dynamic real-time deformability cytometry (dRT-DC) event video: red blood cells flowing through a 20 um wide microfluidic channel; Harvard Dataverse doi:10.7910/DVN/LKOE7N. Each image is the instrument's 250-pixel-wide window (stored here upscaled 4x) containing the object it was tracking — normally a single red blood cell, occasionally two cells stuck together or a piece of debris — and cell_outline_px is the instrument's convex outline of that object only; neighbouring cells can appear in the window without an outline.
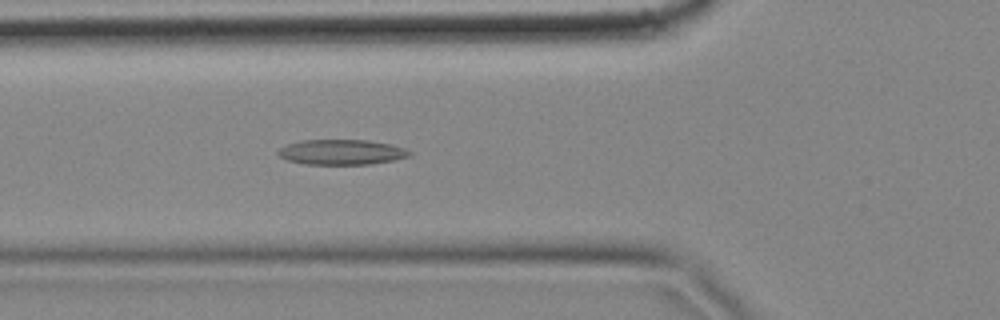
{"species": "common noctule bat (a hibernating species)", "species_latin": "Nyctalus noctula", "temperature_condition": "cold", "stored_images_in_passage": 49, "camera_frame_rate_fps": 3000, "um_per_image_px": 0.085, "animal": {"sex": "female", "body_mass_g": 18.4}, "frame": {"image": 1, "passage_image": 19, "time_ms": 6.0, "image_size_px": [1000, 320], "cell_outline_px": [[412, 156], [372, 164], [304, 164], [288, 160], [280, 156], [276, 152], [280, 148], [288, 144], [300, 140], [368, 140], [392, 144], [404, 148], [412, 152]], "centroid_in_image_um": [29.06, 12.92], "position_along_channel_um": 96.7, "area_um2": 19.31}}
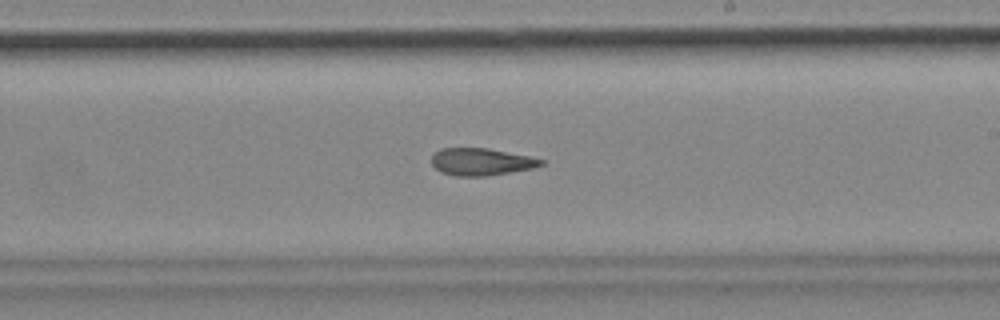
{"frame": {"image": 2, "passage_image": 32, "time_ms": 10.333, "image_size_px": [1000, 320], "cell_outline_px": [[544, 164], [532, 168], [484, 176], [456, 176], [440, 172], [432, 164], [432, 156], [440, 148], [488, 148], [528, 156], [544, 160]], "centroid_in_image_um": [40.87, 13.75], "position_along_channel_um": 248.1, "area_um2": 17.17}}
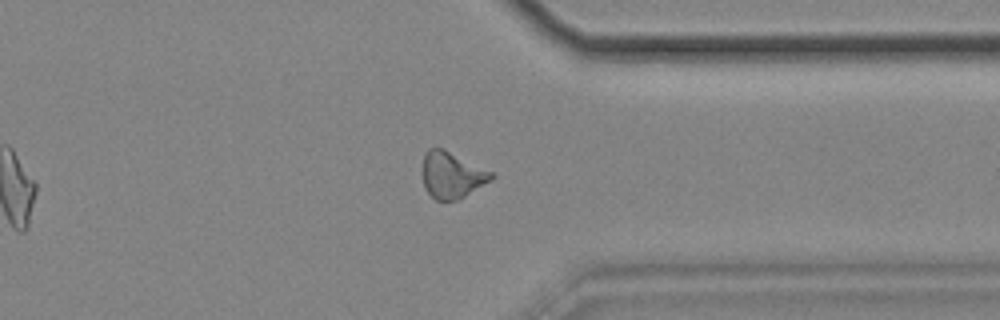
{"frame": {"image": 3, "passage_image": 43, "time_ms": 14.0, "image_size_px": [1000, 320], "cell_outline_px": [[496, 176], [492, 180], [464, 196], [456, 200], [436, 200], [424, 188], [424, 152], [428, 148], [444, 148], [496, 172]], "centroid_in_image_um": [38.47, 14.85], "position_along_channel_um": 372.9, "area_um2": 18.79}, "authors_computed_cell_mechanics": {"area_um2": 18.6694, "velocity_mm_per_s": 3.4958, "shape_relaxation_time_tau1_ms": null, "shape_relaxation_time_tau2_ms": 4.1577, "deformation_change_tau1": null, "deformation_change_tau2": 0.1325}}